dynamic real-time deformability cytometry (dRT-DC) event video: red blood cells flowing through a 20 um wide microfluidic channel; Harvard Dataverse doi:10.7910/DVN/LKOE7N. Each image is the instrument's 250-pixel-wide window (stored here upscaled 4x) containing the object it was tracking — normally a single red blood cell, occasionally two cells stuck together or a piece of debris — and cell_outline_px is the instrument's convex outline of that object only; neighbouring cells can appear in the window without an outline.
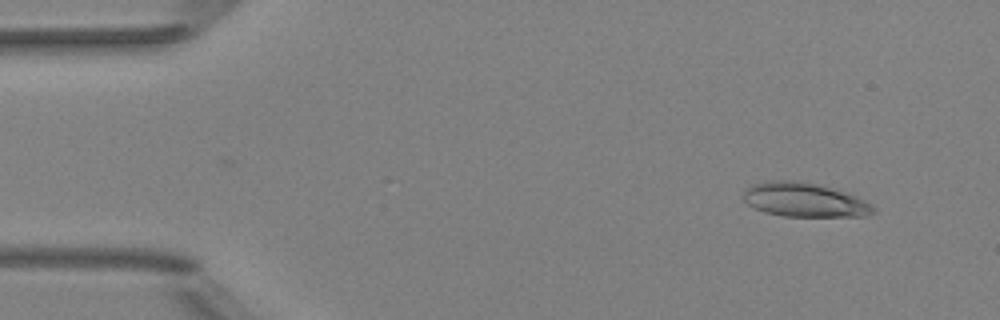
{"species": "Egyptian fruit bat (a non-hibernating species)", "species_latin": "Rousettus aegyptiacus", "temperature_condition": "room temperature", "stored_images_in_passage": 51, "camera_frame_rate_fps": 3000, "um_per_image_px": 0.085, "animal": {"sex": "female"}, "frame": {"image": 1, "passage_image": 5, "time_ms": 1.333, "image_size_px": [1000, 320], "cell_outline_px": [[876, 212], [864, 216], [784, 216], [764, 212], [748, 204], [744, 200], [744, 192], [752, 184], [768, 180], [788, 180], [816, 184], [844, 192], [864, 200], [876, 208]], "centroid_in_image_um": [68.36, 16.99], "position_along_channel_um": 16.6, "area_um2": 25.43}}
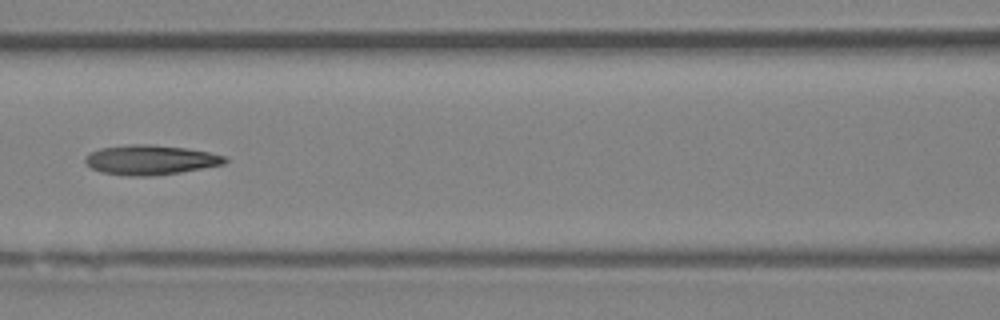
{"frame": {"image": 2, "passage_image": 23, "time_ms": 7.333, "image_size_px": [1000, 320], "cell_outline_px": [[228, 160], [224, 164], [180, 172], [152, 176], [128, 176], [100, 172], [92, 168], [84, 160], [84, 156], [88, 152], [100, 148], [128, 144], [152, 144], [184, 148], [208, 152], [224, 156]], "centroid_in_image_um": [12.73, 13.59], "position_along_channel_um": 153.9, "area_um2": 24.22}}
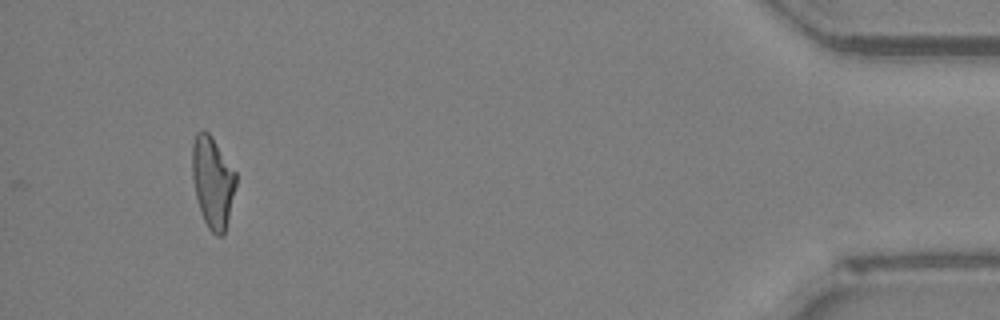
{"frame": {"image": 3, "passage_image": 48, "time_ms": 15.667, "image_size_px": [1000, 320], "cell_outline_px": [[236, 184], [224, 232], [220, 236], [216, 236], [208, 228], [200, 212], [196, 196], [192, 176], [192, 144], [196, 132], [208, 132], [236, 172]], "centroid_in_image_um": [18.05, 15.47], "position_along_channel_um": 417.1, "area_um2": 22.83}, "authors_computed_cell_mechanics": {"area_um2": 23.9292, "velocity_mm_per_s": 4.0447, "shape_relaxation_time_tau1_ms": null, "shape_relaxation_time_tau2_ms": 5.5947, "deformation_change_tau1": null, "deformation_change_tau2": 0.1704}}